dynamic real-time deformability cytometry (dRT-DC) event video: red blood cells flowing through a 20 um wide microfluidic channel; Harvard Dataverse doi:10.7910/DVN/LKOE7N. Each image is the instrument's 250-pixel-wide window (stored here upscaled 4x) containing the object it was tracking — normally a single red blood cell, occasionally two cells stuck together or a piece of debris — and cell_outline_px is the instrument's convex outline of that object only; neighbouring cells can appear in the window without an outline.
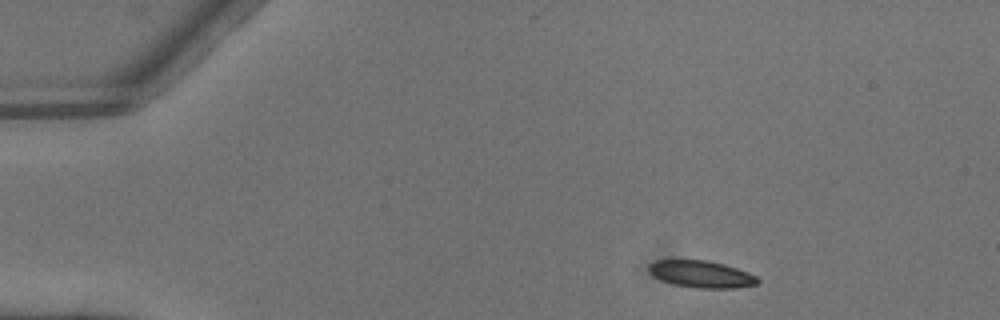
{"species": "common noctule bat (a hibernating species)", "species_latin": "Nyctalus noctula", "temperature_condition": "warm", "stored_images_in_passage": 2, "camera_frame_rate_fps": 3000, "um_per_image_px": 0.085, "animal": {"sex": "male", "body_mass_g": 13.3}, "frame": {"image": 1, "passage_image": 1, "time_ms": 0.0, "image_size_px": [1000, 320], "cell_outline_px": [[760, 280], [756, 284], [736, 288], [700, 288], [676, 284], [664, 280], [656, 276], [648, 268], [648, 264], [656, 260], [708, 260], [724, 264], [748, 272], [756, 276]], "centroid_in_image_um": [59.66, 23.29], "position_along_channel_um": 25.3, "area_um2": 16.76}}